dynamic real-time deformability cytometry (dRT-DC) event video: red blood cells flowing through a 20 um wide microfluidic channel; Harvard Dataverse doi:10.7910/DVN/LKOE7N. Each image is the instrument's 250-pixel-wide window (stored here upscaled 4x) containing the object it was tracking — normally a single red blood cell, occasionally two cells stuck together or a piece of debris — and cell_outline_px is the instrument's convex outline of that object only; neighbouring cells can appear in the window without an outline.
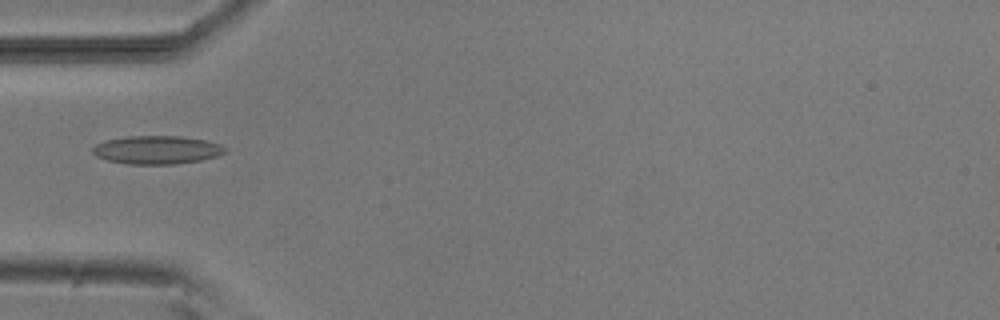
{"species": "common noctule bat (a hibernating species)", "species_latin": "Nyctalus noctula", "temperature_condition": "room temperature", "stored_images_in_passage": 5, "camera_frame_rate_fps": 3000, "um_per_image_px": 0.085, "animal": {"sex": "male", "body_mass_g": 20.5, "forearm_length_mm": 52.5}, "frame": {"image": 1, "passage_image": 5, "time_ms": 4.667, "image_size_px": [1000, 320], "cell_outline_px": [[228, 148], [224, 152], [216, 156], [200, 160], [176, 164], [128, 164], [108, 160], [96, 156], [92, 152], [92, 148], [96, 144], [108, 140], [128, 136], [180, 136], [204, 140], [220, 144]], "centroid_in_image_um": [13.34, 12.74], "position_along_channel_um": 71.7, "area_um2": 21.68}}